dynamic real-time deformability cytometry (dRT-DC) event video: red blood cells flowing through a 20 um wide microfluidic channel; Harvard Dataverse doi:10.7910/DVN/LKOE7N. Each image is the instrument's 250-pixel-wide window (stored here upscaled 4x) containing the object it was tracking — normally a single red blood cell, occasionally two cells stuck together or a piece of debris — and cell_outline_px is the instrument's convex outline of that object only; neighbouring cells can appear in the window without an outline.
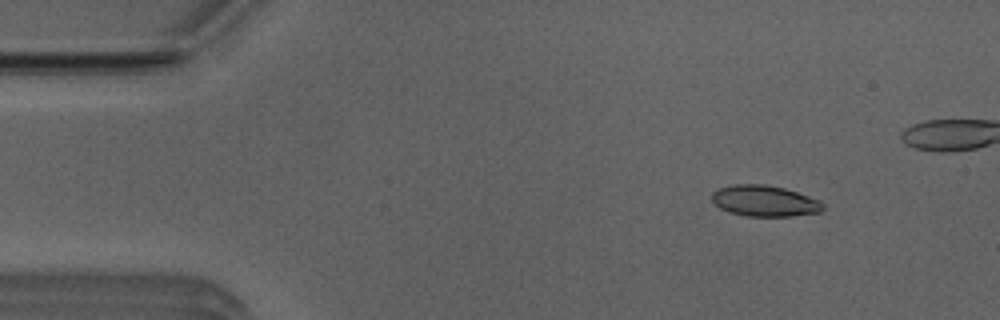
{"species": "Egyptian fruit bat (a non-hibernating species)", "species_latin": "Rousettus aegyptiacus", "temperature_condition": "room temperature", "stored_images_in_passage": 40, "camera_frame_rate_fps": 3000, "um_per_image_px": 0.085, "animal": {"sex": "male"}, "frame": {"image": 1, "passage_image": 1, "time_ms": 0.0, "image_size_px": [1000, 320], "cell_outline_px": [[824, 208], [820, 212], [792, 216], [744, 216], [728, 212], [720, 208], [712, 200], [712, 192], [720, 188], [736, 184], [764, 184], [784, 188], [820, 200], [824, 204]], "centroid_in_image_um": [64.99, 17.08], "position_along_channel_um": 20.0, "area_um2": 20.06}}
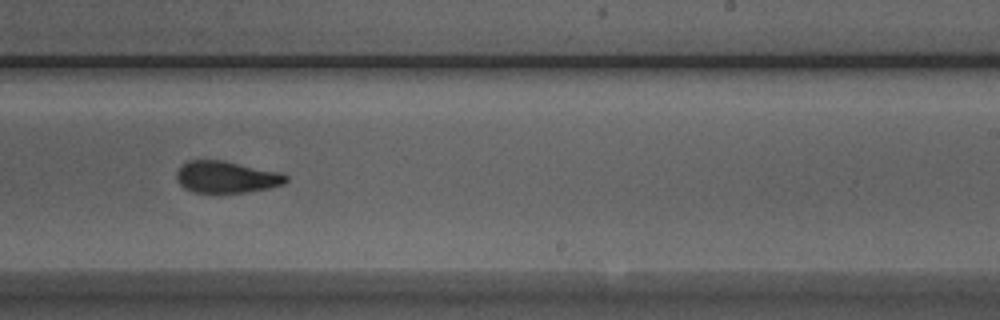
{"frame": {"image": 2, "passage_image": 26, "time_ms": 8.333, "image_size_px": [1000, 320], "cell_outline_px": [[288, 180], [284, 184], [268, 188], [244, 192], [192, 192], [184, 188], [176, 180], [176, 172], [188, 160], [224, 160], [280, 172], [288, 176]], "centroid_in_image_um": [19.24, 15.04], "position_along_channel_um": 269.8, "area_um2": 20.23}}
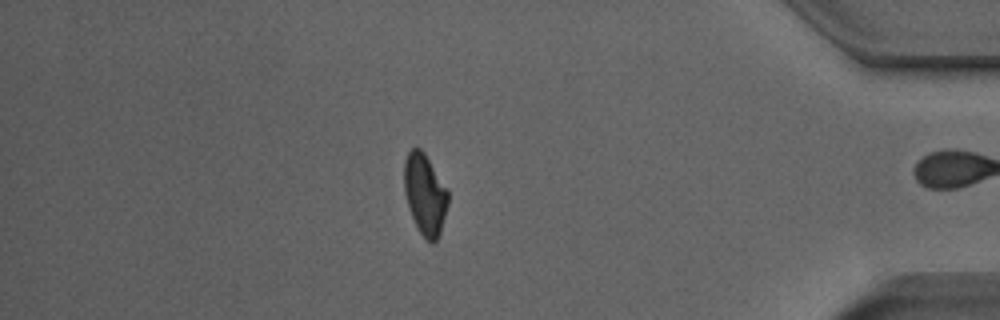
{"frame": {"image": 3, "passage_image": 39, "time_ms": 12.667, "image_size_px": [1000, 320], "cell_outline_px": [[448, 204], [440, 232], [436, 240], [432, 244], [416, 228], [408, 208], [404, 192], [404, 160], [408, 152], [412, 148], [420, 148], [424, 152], [448, 188]], "centroid_in_image_um": [36.11, 16.5], "position_along_channel_um": 399.1, "area_um2": 20.87}, "authors_computed_cell_mechanics": {"area_um2": 20.8658, "velocity_mm_per_s": 3.9582, "shape_relaxation_time_tau1_ms": 6.0418, "shape_relaxation_time_tau2_ms": 2.1184, "deformation_change_tau1": 0.2007, "deformation_change_tau2": 0.0907}}